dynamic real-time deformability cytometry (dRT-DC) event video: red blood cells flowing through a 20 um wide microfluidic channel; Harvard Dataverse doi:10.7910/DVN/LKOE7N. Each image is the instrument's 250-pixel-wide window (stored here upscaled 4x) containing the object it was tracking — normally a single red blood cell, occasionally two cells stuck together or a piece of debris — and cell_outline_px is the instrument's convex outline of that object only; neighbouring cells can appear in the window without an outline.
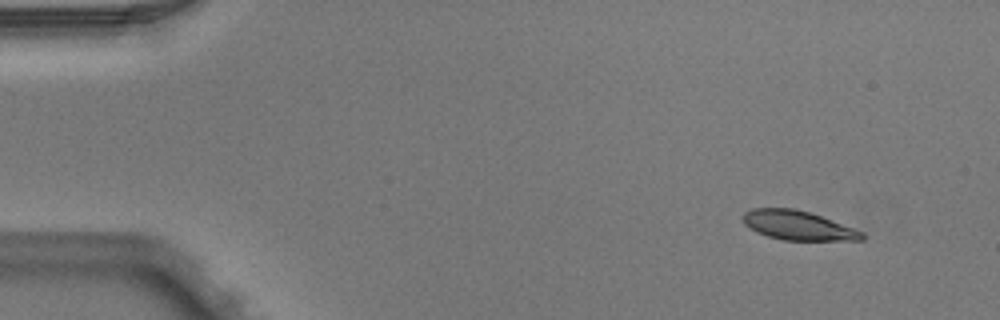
{"species": "Egyptian fruit bat (a non-hibernating species)", "species_latin": "Rousettus aegyptiacus", "temperature_condition": "warm", "stored_images_in_passage": 4, "camera_frame_rate_fps": 3000, "um_per_image_px": 0.085, "animal": {"sex": "male"}, "frame": {"image": 1, "passage_image": 1, "time_ms": 0.0, "image_size_px": [1000, 320], "cell_outline_px": [[864, 240], [784, 240], [768, 236], [756, 232], [748, 228], [744, 224], [744, 212], [752, 208], [792, 208], [808, 212], [820, 216], [864, 232]], "centroid_in_image_um": [67.8, 19.16], "position_along_channel_um": 17.2, "area_um2": 20.06}}
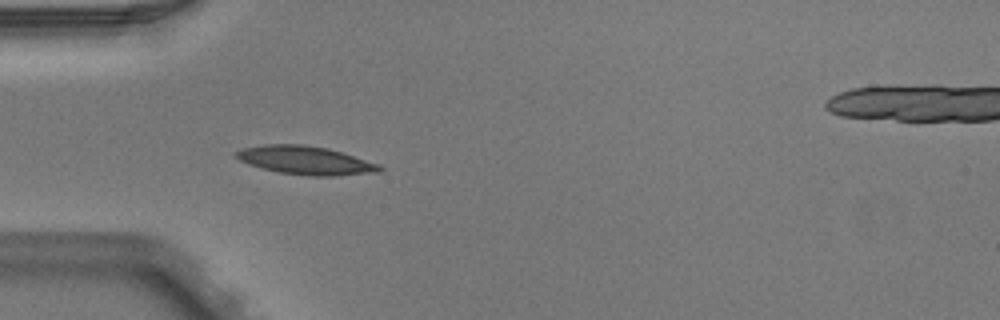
{"frame": {"image": 2, "passage_image": 4, "time_ms": 1.0, "image_size_px": [1000, 320], "cell_outline_px": [[384, 168], [380, 172], [336, 176], [308, 176], [280, 172], [260, 168], [248, 164], [240, 160], [236, 156], [236, 152], [244, 148], [264, 144], [304, 144], [328, 148], [344, 152], [380, 164]], "centroid_in_image_um": [26.04, 13.63], "position_along_channel_um": 59.0, "area_um2": 23.99}}